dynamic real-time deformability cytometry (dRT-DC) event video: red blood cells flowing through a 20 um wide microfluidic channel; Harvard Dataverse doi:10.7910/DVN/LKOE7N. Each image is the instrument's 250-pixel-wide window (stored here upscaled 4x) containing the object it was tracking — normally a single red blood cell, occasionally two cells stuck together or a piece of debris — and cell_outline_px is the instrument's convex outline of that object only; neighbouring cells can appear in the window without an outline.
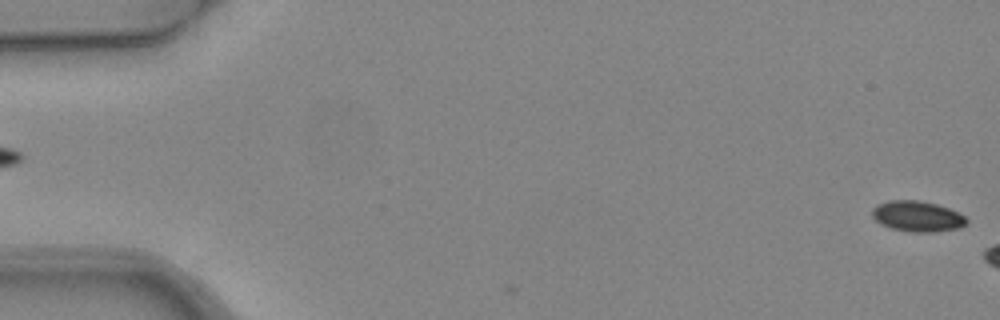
{"species": "common noctule bat (a hibernating species)", "species_latin": "Nyctalus noctula", "temperature_condition": "warm", "stored_images_in_passage": 3, "segment_of_instrument_passage": [2, 2], "camera_frame_rate_fps": 3000, "um_per_image_px": 0.085, "animal": {"sex": "female", "body_mass_g": 24.6, "forearm_length_mm": 56.2}, "frame": {"image": 1, "passage_image": 3, "time_ms": 0.667, "image_size_px": [1000, 320], "cell_outline_px": [[968, 224], [960, 228], [936, 232], [912, 232], [892, 228], [880, 224], [872, 216], [872, 208], [876, 204], [888, 200], [920, 200], [936, 204], [948, 208], [964, 216], [968, 220]], "centroid_in_image_um": [77.97, 18.38], "position_along_channel_um": 7.0, "area_um2": 16.99}}